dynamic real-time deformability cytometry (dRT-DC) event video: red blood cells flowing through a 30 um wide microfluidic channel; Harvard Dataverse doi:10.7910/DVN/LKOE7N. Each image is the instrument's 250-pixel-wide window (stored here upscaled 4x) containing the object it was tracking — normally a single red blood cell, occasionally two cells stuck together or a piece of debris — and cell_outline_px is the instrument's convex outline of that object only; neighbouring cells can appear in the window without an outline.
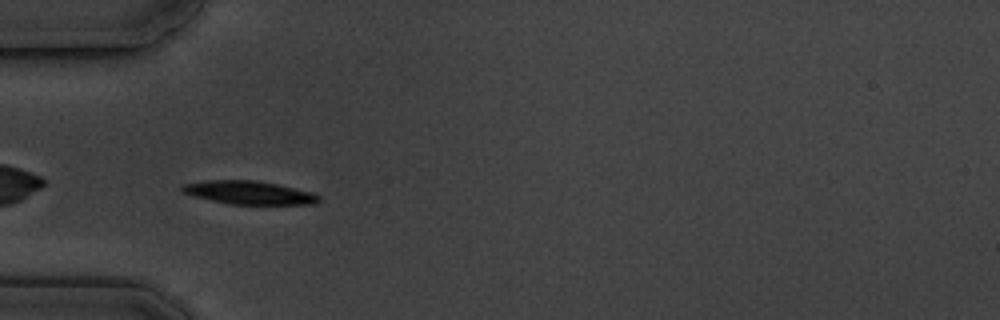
{"species": "common noctule bat (a hibernating species)", "species_latin": "Nyctalus noctula", "temperature_condition": "cold", "stored_images_in_passage": 7, "camera_frame_rate_fps": 3000, "um_per_image_px": 0.085, "animal": {"sex": "male", "body_mass_g": 19.5, "forearm_length_mm": 54.6}, "frame": {"image": 1, "passage_image": 6, "time_ms": 5.667, "image_size_px": [1000, 320], "cell_outline_px": [[320, 200], [316, 204], [228, 204], [192, 196], [184, 192], [180, 188], [184, 184], [208, 180], [252, 180], [276, 184], [312, 192], [320, 196]], "centroid_in_image_um": [21.17, 16.38], "position_along_channel_um": 63.8, "area_um2": 18.44}}